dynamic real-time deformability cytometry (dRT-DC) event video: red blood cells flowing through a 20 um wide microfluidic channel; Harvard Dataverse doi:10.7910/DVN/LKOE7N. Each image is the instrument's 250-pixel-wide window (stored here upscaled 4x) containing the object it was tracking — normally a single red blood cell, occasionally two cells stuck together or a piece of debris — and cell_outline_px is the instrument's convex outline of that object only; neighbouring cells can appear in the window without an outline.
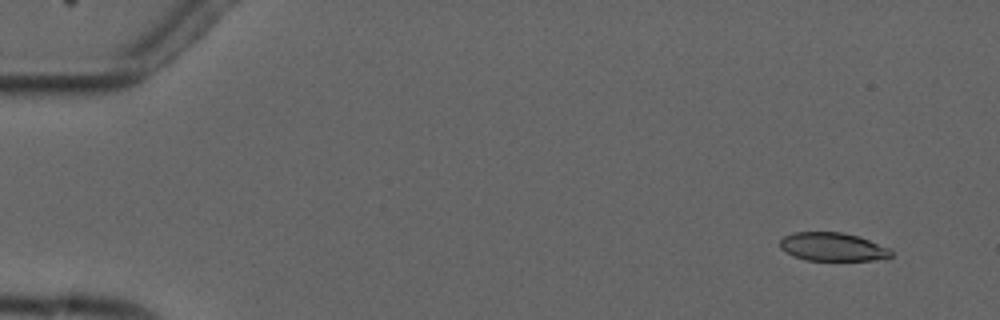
{"species": "common noctule bat (a hibernating species)", "species_latin": "Nyctalus noctula", "temperature_condition": "cold", "stored_images_in_passage": 5, "camera_frame_rate_fps": 3000, "um_per_image_px": 0.085, "animal": {"sex": "male", "forearm_length_mm": 52.5}, "frame": {"image": 1, "passage_image": 2, "time_ms": 1.0, "image_size_px": [1000, 320], "cell_outline_px": [[892, 256], [872, 260], [804, 260], [792, 256], [780, 248], [780, 240], [784, 236], [792, 232], [844, 232], [868, 240], [888, 248], [892, 252]], "centroid_in_image_um": [70.7, 20.98], "position_along_channel_um": 14.3, "area_um2": 18.26}}